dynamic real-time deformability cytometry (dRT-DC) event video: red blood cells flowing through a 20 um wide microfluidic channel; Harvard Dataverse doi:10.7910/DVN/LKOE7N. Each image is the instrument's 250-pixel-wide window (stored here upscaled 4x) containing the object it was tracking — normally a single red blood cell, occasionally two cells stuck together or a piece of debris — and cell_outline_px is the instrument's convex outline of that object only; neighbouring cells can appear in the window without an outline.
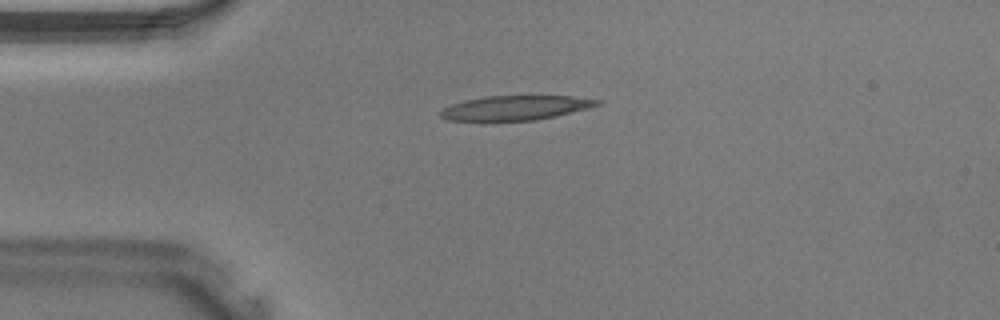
{"species": "Egyptian fruit bat (a non-hibernating species)", "species_latin": "Rousettus aegyptiacus", "temperature_condition": "warm", "stored_images_in_passage": 26, "camera_frame_rate_fps": 3000, "um_per_image_px": 0.085, "animal": {"sex": "male"}, "frame": {"image": 1, "passage_image": 1, "time_ms": 0.0, "image_size_px": [1000, 320], "cell_outline_px": [[600, 104], [588, 108], [556, 116], [536, 120], [480, 124], [448, 120], [440, 116], [440, 112], [444, 108], [452, 104], [464, 100], [484, 96], [572, 96], [600, 100]], "centroid_in_image_um": [43.69, 9.22], "position_along_channel_um": 41.3, "area_um2": 23.35}}
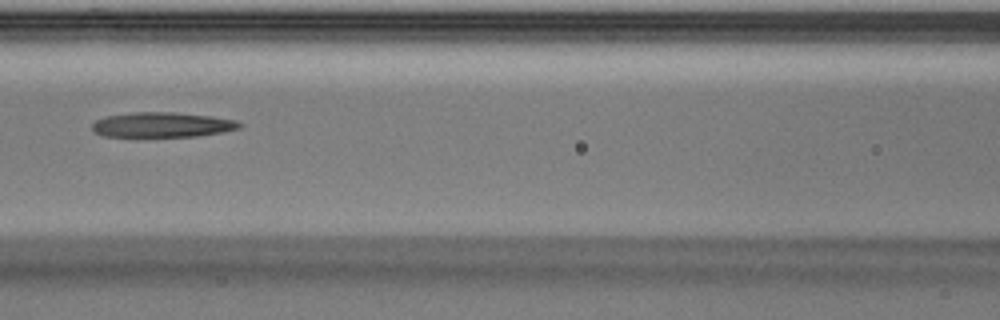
{"frame": {"image": 2, "passage_image": 9, "time_ms": 2.667, "image_size_px": [1000, 320], "cell_outline_px": [[244, 124], [240, 128], [224, 132], [196, 136], [104, 136], [92, 132], [92, 124], [96, 120], [108, 116], [136, 112], [172, 112], [212, 116], [236, 120]], "centroid_in_image_um": [13.82, 10.6], "position_along_channel_um": 152.8, "area_um2": 21.39}}
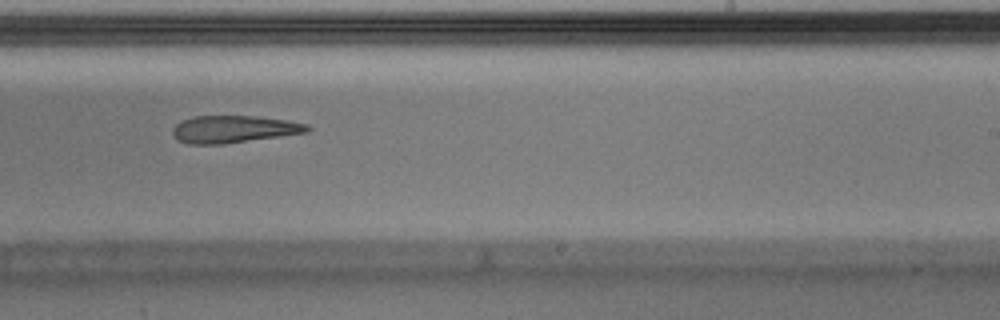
{"frame": {"image": 3, "passage_image": 16, "time_ms": 5.0, "image_size_px": [1000, 320], "cell_outline_px": [[312, 128], [308, 132], [224, 144], [188, 144], [176, 140], [172, 136], [172, 128], [180, 120], [196, 116], [252, 116], [288, 120], [308, 124]], "centroid_in_image_um": [19.84, 10.98], "position_along_channel_um": 269.2, "area_um2": 21.56}}